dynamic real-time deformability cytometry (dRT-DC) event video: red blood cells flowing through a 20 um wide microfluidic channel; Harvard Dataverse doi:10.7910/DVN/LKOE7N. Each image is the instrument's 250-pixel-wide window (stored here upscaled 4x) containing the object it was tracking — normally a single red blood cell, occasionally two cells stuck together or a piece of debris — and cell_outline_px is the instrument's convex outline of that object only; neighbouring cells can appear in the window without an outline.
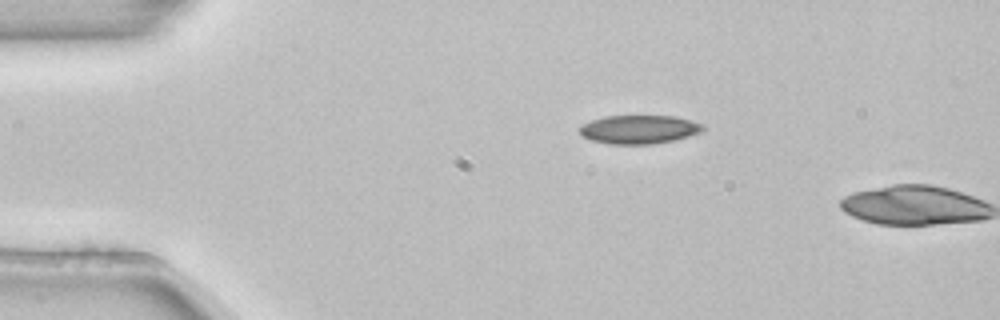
{"species": "common noctule bat (a hibernating species)", "species_latin": "Nyctalus noctula", "temperature_condition": "room temperature", "stored_images_in_passage": 2, "camera_frame_rate_fps": 3000, "um_per_image_px": 0.085, "animal": {"sex": "female", "body_mass_g": 22.7, "forearm_length_mm": 54.2}, "frame": {"image": 1, "passage_image": 2, "time_ms": 0.333, "image_size_px": [1000, 320], "cell_outline_px": [[704, 128], [700, 132], [676, 140], [652, 144], [608, 144], [592, 140], [584, 136], [580, 132], [580, 124], [604, 116], [672, 116], [704, 124]], "centroid_in_image_um": [54.31, 11.0], "position_along_channel_um": 30.7, "area_um2": 20.46}}